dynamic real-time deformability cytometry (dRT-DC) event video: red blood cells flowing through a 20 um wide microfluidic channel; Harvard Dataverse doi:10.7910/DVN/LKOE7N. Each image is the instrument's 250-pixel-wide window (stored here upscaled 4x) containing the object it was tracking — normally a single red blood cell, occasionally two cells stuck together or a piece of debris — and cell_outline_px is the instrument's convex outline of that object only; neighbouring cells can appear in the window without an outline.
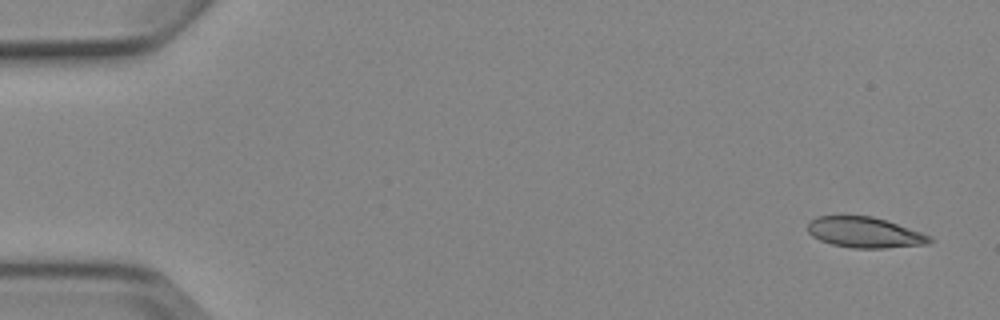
{"species": "Egyptian fruit bat (a non-hibernating species)", "species_latin": "Rousettus aegyptiacus", "temperature_condition": "cold", "stored_images_in_passage": 5, "camera_frame_rate_fps": 3000, "um_per_image_px": 0.085, "animal": {"sex": "female"}, "frame": {"image": 1, "passage_image": 1, "time_ms": 0.0, "image_size_px": [1000, 320], "cell_outline_px": [[932, 240], [928, 244], [884, 248], [852, 248], [832, 244], [820, 240], [812, 236], [808, 232], [808, 224], [816, 216], [872, 216], [932, 236]], "centroid_in_image_um": [73.48, 19.76], "position_along_channel_um": 11.5, "area_um2": 21.5}}
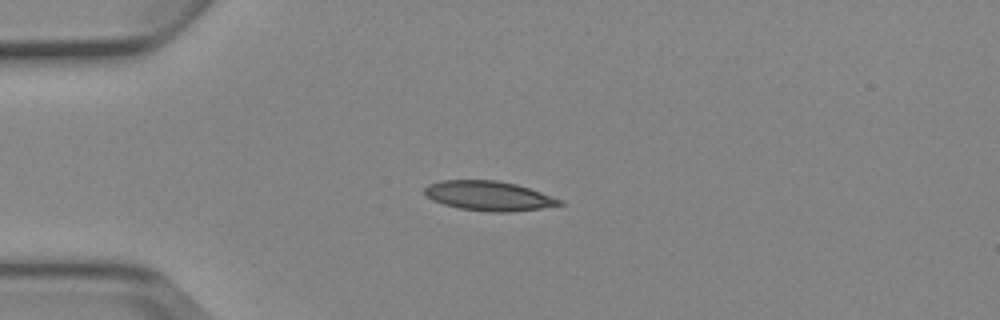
{"frame": {"image": 2, "passage_image": 4, "time_ms": 3.667, "image_size_px": [1000, 320], "cell_outline_px": [[564, 204], [540, 208], [512, 212], [488, 212], [460, 208], [444, 204], [432, 200], [424, 192], [424, 188], [428, 184], [440, 180], [496, 180], [516, 184], [564, 200]], "centroid_in_image_um": [41.54, 16.65], "position_along_channel_um": 43.5, "area_um2": 23.24}}